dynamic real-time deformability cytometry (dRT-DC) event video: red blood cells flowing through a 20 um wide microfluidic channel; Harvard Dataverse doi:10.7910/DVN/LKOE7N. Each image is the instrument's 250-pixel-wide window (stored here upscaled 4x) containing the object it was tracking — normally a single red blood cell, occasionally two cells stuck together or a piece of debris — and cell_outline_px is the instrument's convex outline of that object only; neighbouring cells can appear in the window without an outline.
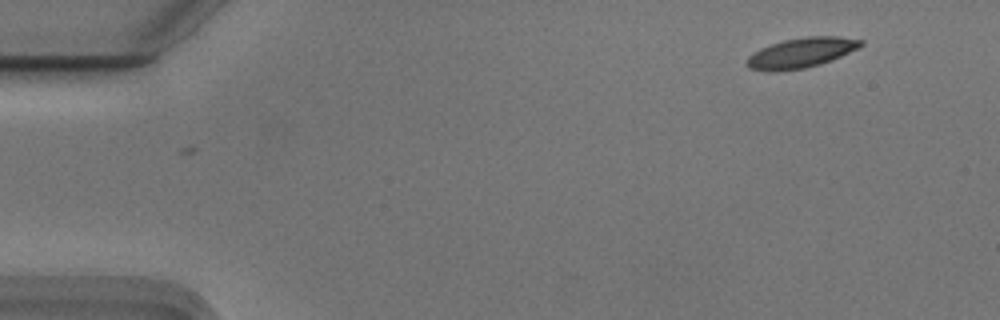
{"species": "Egyptian fruit bat (a non-hibernating species)", "species_latin": "Rousettus aegyptiacus", "temperature_condition": "cold", "stored_images_in_passage": 37, "camera_frame_rate_fps": 3000, "um_per_image_px": 0.085, "animal": {"sex": "male"}, "frame": {"image": 1, "passage_image": 1, "time_ms": 0.0, "image_size_px": [1000, 320], "cell_outline_px": [[864, 44], [832, 60], [820, 64], [804, 68], [776, 72], [768, 72], [748, 68], [744, 64], [744, 60], [752, 52], [760, 48], [784, 40], [804, 36], [836, 36], [864, 40]], "centroid_in_image_um": [68.02, 4.5], "position_along_channel_um": 17.0, "area_um2": 20.11}}
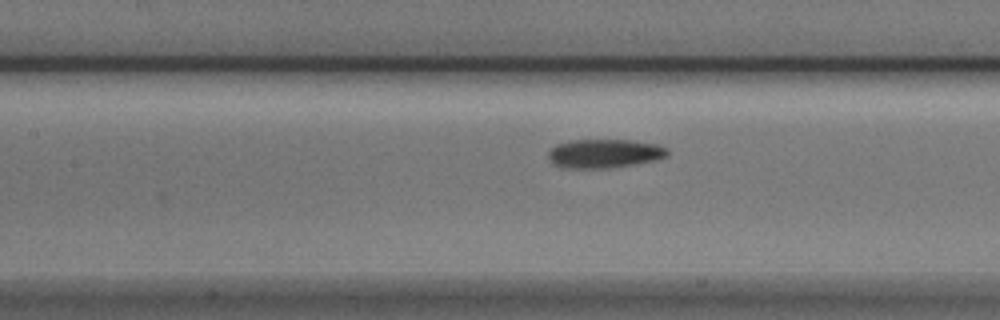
{"frame": {"image": 2, "passage_image": 21, "time_ms": 6.667, "image_size_px": [1000, 320], "cell_outline_px": [[668, 156], [656, 160], [608, 168], [564, 168], [552, 164], [548, 160], [548, 152], [556, 144], [572, 140], [632, 140], [660, 144], [668, 148]], "centroid_in_image_um": [51.38, 13.04], "position_along_channel_um": 156.0, "area_um2": 20.23}}
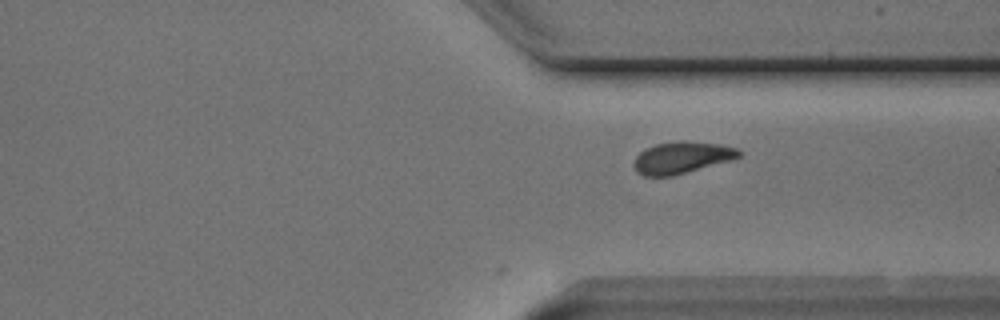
{"frame": {"image": 3, "passage_image": 37, "time_ms": 12.0, "image_size_px": [1000, 320], "cell_outline_px": [[744, 152], [740, 156], [728, 160], [688, 172], [672, 176], [644, 176], [636, 172], [632, 164], [636, 156], [644, 148], [656, 144], [680, 140], [684, 140], [720, 144], [740, 148]], "centroid_in_image_um": [57.93, 13.38], "position_along_channel_um": 353.5, "area_um2": 19.65}}